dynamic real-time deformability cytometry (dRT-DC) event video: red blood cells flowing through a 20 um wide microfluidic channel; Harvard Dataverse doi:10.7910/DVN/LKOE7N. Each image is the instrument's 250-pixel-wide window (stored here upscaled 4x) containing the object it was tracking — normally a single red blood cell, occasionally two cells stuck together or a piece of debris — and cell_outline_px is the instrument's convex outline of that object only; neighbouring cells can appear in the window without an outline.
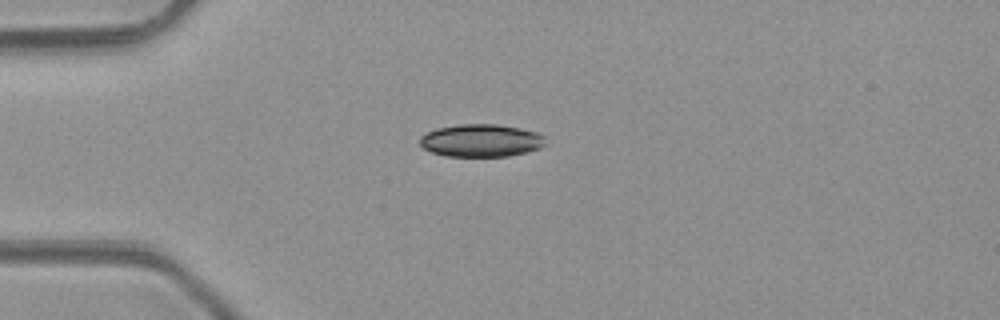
{"species": "common noctule bat (a hibernating species)", "species_latin": "Nyctalus noctula", "temperature_condition": "room temperature", "stored_images_in_passage": 2, "camera_frame_rate_fps": 3000, "um_per_image_px": 0.085, "animal": {"sex": "male", "body_mass_g": 23.1, "forearm_length_mm": 52.7}, "frame": {"image": 1, "passage_image": 1, "time_ms": 0.0, "image_size_px": [1000, 320], "cell_outline_px": [[548, 144], [540, 148], [508, 156], [444, 156], [432, 152], [424, 148], [420, 144], [420, 136], [436, 128], [460, 124], [496, 124], [520, 128], [536, 132], [544, 136]], "centroid_in_image_um": [40.91, 11.94], "position_along_channel_um": 44.1, "area_um2": 23.93}}
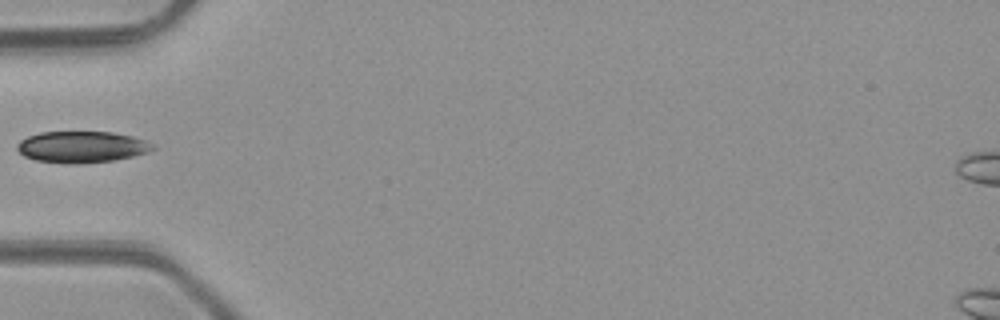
{"frame": {"image": 2, "passage_image": 2, "time_ms": 1.333, "image_size_px": [1000, 320], "cell_outline_px": [[156, 148], [148, 152], [132, 156], [112, 160], [72, 164], [36, 160], [24, 156], [16, 148], [16, 144], [20, 140], [28, 136], [40, 132], [112, 132], [132, 136], [144, 140], [152, 144]], "centroid_in_image_um": [6.92, 12.48], "position_along_channel_um": 78.1, "area_um2": 24.62}}